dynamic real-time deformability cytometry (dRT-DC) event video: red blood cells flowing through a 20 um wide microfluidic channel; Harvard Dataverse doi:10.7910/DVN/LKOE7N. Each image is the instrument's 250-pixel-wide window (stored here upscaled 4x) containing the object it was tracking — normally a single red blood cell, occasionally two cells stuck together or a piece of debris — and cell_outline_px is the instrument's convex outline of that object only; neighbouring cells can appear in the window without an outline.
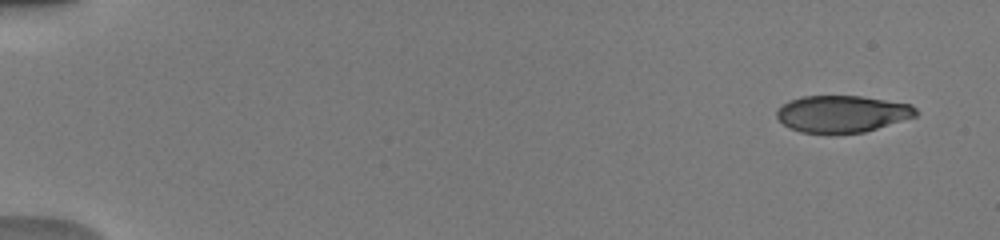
{"species": "human", "species_latin": "Homo sapiens", "temperature_condition": "warm", "stored_images_in_passage": 24, "camera_frame_rate_fps": 3000, "um_per_image_px": 0.085, "donor": {"sex": "male"}, "frame": {"image": 1, "passage_image": 1, "time_ms": 0.0, "image_size_px": [1000, 240], "cell_outline_px": [[920, 112], [916, 116], [864, 132], [800, 132], [788, 128], [776, 116], [776, 112], [788, 100], [800, 96], [860, 96], [912, 104]], "centroid_in_image_um": [71.59, 9.66], "position_along_channel_um": 13.4, "area_um2": 29.65}}
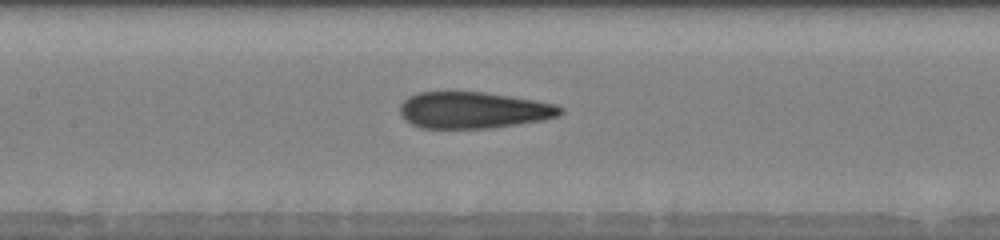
{"frame": {"image": 2, "passage_image": 11, "time_ms": 7.667, "image_size_px": [1000, 240], "cell_outline_px": [[564, 112], [560, 116], [540, 120], [516, 124], [488, 128], [420, 128], [404, 120], [400, 112], [400, 104], [408, 96], [420, 92], [484, 92], [536, 100], [556, 104], [564, 108]], "centroid_in_image_um": [40.24, 9.36], "position_along_channel_um": 167.2, "area_um2": 34.16}}
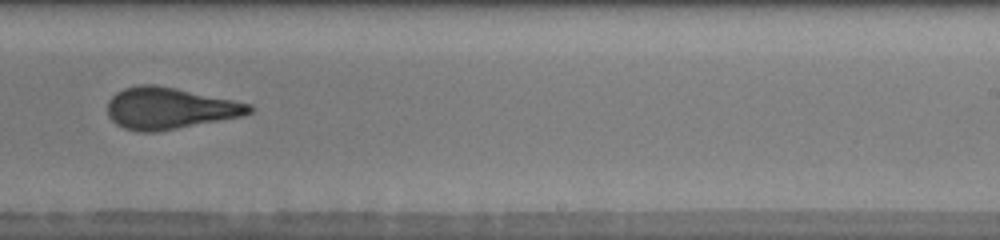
{"frame": {"image": 3, "passage_image": 16, "time_ms": 10.333, "image_size_px": [1000, 240], "cell_outline_px": [[256, 108], [252, 112], [244, 116], [156, 132], [136, 132], [124, 128], [116, 124], [108, 116], [108, 100], [116, 92], [124, 88], [136, 84], [156, 84], [176, 88], [252, 104]], "centroid_in_image_um": [14.42, 9.2], "position_along_channel_um": 274.6, "area_um2": 34.62}, "authors_computed_cell_mechanics": {"area_um2": 34.0731, "velocity_mm_per_s": 4.0338, "shape_relaxation_time_tau1_ms": 6.4439, "shape_relaxation_time_tau2_ms": 1.1531, "deformation_change_tau1": 0.2396, "deformation_change_tau2": 0.1008}}